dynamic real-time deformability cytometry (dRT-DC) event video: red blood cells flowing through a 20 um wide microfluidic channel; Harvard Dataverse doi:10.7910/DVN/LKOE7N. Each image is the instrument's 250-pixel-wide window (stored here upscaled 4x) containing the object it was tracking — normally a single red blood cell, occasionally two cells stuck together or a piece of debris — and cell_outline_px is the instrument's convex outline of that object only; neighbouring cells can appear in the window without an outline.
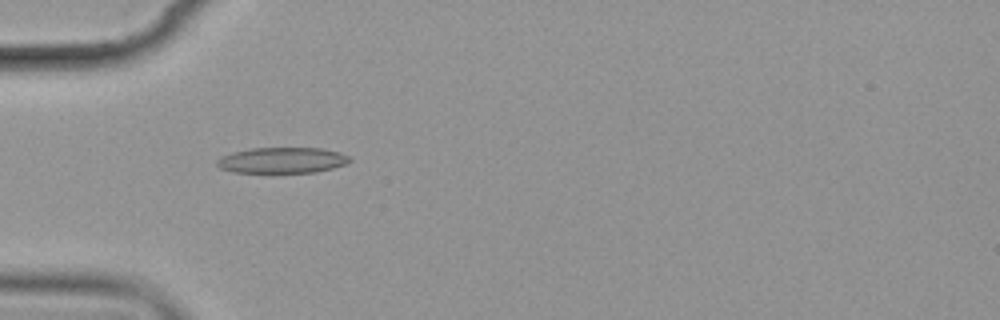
{"species": "common noctule bat (a hibernating species)", "species_latin": "Nyctalus noctula", "temperature_condition": "cold", "stored_images_in_passage": 6, "camera_frame_rate_fps": 3000, "um_per_image_px": 0.085, "animal": {"sex": "female", "body_mass_g": 19.9}, "frame": {"image": 1, "passage_image": 5, "time_ms": 4.667, "image_size_px": [1000, 320], "cell_outline_px": [[352, 160], [348, 164], [316, 172], [272, 176], [232, 172], [220, 168], [216, 164], [216, 160], [220, 156], [232, 152], [252, 148], [320, 148], [340, 152], [348, 156]], "centroid_in_image_um": [23.94, 13.68], "position_along_channel_um": 61.1, "area_um2": 21.21}}
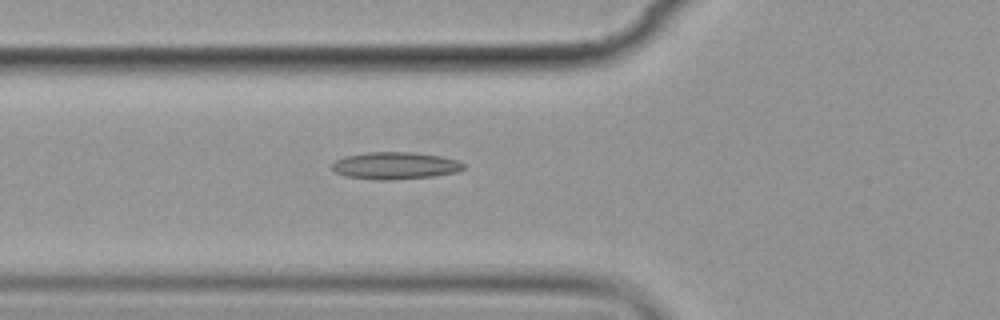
{"frame": {"image": 2, "passage_image": 6, "time_ms": 5.667, "image_size_px": [1000, 320], "cell_outline_px": [[464, 168], [456, 172], [432, 176], [392, 180], [380, 180], [344, 176], [336, 172], [332, 168], [332, 164], [336, 160], [344, 156], [368, 152], [416, 152], [440, 156], [456, 160], [464, 164]], "centroid_in_image_um": [33.56, 14.07], "position_along_channel_um": 92.2, "area_um2": 20.75}}